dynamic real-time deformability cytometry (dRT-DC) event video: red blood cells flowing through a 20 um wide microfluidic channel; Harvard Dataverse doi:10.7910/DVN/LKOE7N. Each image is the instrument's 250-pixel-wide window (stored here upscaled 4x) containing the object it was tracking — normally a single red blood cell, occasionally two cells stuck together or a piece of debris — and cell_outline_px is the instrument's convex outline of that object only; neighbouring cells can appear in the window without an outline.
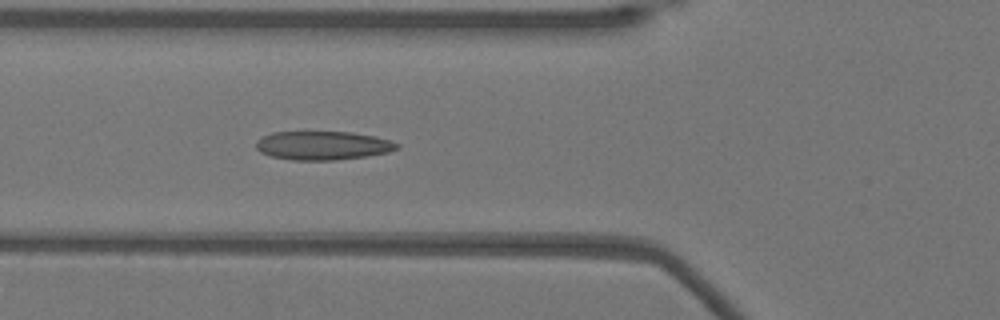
{"species": "Egyptian fruit bat (a non-hibernating species)", "species_latin": "Rousettus aegyptiacus", "temperature_condition": "warm", "stored_images_in_passage": 38, "camera_frame_rate_fps": 3000, "um_per_image_px": 0.085, "animal": {"sex": "female"}, "frame": {"image": 1, "passage_image": 7, "time_ms": 2.0, "image_size_px": [1000, 320], "cell_outline_px": [[400, 148], [388, 152], [368, 156], [336, 160], [292, 160], [272, 156], [260, 152], [256, 148], [256, 140], [272, 132], [352, 132], [376, 136], [400, 144]], "centroid_in_image_um": [27.46, 12.37], "position_along_channel_um": 98.3, "area_um2": 23.64}}
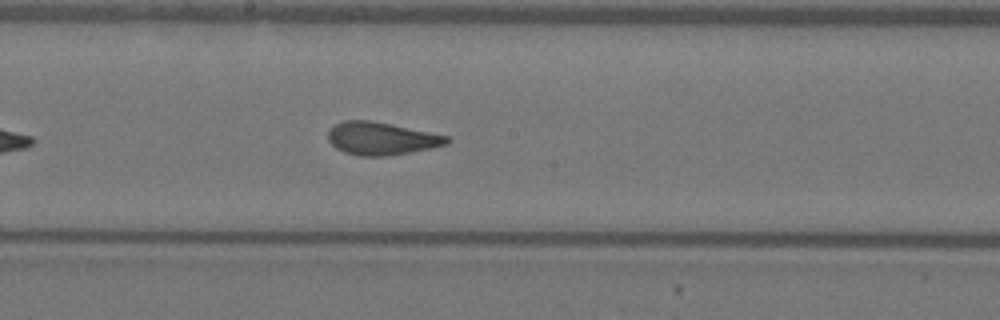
{"frame": {"image": 2, "passage_image": 16, "time_ms": 5.0, "image_size_px": [1000, 320], "cell_outline_px": [[452, 140], [448, 144], [432, 148], [384, 156], [360, 156], [344, 152], [336, 148], [328, 140], [328, 128], [344, 120], [368, 120], [448, 136]], "centroid_in_image_um": [32.39, 11.78], "position_along_channel_um": 215.8, "area_um2": 22.43}}
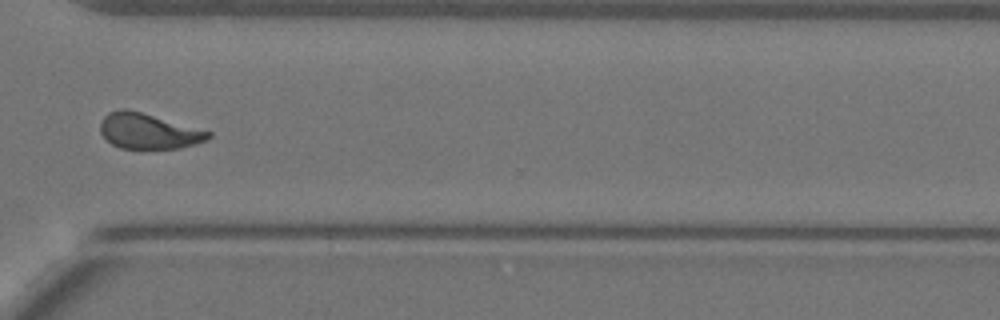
{"frame": {"image": 3, "passage_image": 27, "time_ms": 8.667, "image_size_px": [1000, 320], "cell_outline_px": [[212, 136], [208, 140], [180, 148], [120, 148], [112, 144], [100, 132], [100, 120], [108, 112], [120, 108], [128, 108], [212, 132]], "centroid_in_image_um": [12.6, 11.13], "position_along_channel_um": 358.0, "area_um2": 22.37}, "authors_computed_cell_mechanics": {"area_um2": 22.6287, "velocity_mm_per_s": 3.8932, "shape_relaxation_time_tau1_ms": 6.4793, "shape_relaxation_time_tau2_ms": 1.229, "deformation_change_tau1": 0.2012, "deformation_change_tau2": 0.0887}}